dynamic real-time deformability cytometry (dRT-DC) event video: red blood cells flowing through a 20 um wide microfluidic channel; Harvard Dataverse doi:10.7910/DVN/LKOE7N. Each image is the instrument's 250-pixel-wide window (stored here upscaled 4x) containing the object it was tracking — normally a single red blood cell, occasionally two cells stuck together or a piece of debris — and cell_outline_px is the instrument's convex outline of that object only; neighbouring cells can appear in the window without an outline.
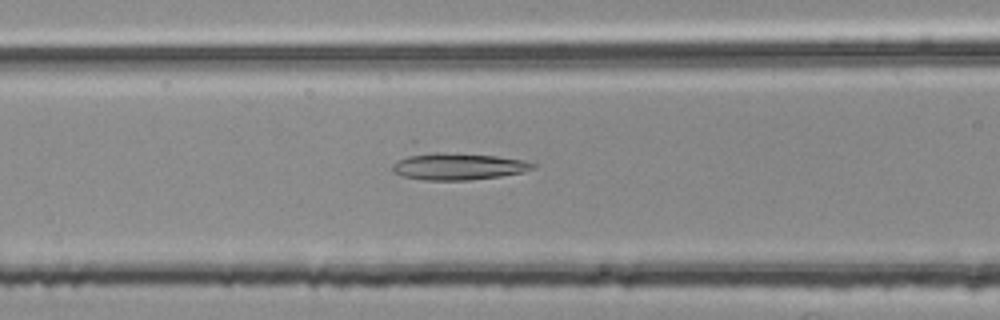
{"species": "common noctule bat (a hibernating species)", "species_latin": "Nyctalus noctula", "temperature_condition": "room temperature", "stored_images_in_passage": 46, "camera_frame_rate_fps": 3000, "um_per_image_px": 0.085, "animal": {"sex": "female", "body_mass_g": 25.1}, "frame": {"image": 1, "passage_image": 19, "time_ms": 6.0, "image_size_px": [1000, 320], "cell_outline_px": [[536, 168], [524, 172], [500, 176], [468, 180], [424, 180], [404, 176], [392, 172], [392, 164], [412, 140], [416, 140], [524, 160], [536, 164]], "centroid_in_image_um": [38.59, 13.88], "position_along_channel_um": 128.0, "area_um2": 26.99}}
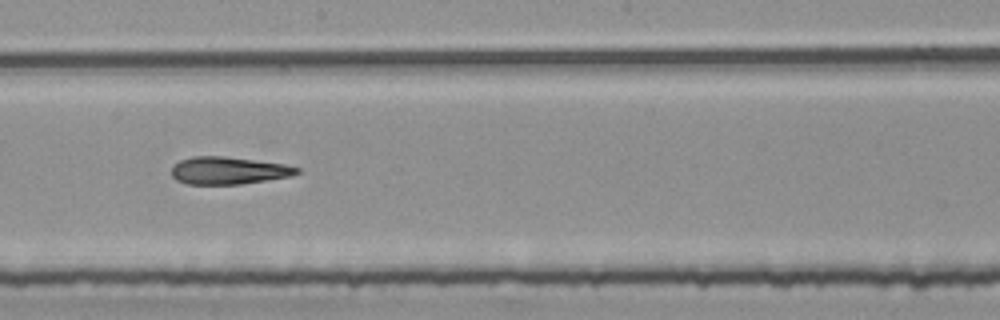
{"frame": {"image": 2, "passage_image": 27, "time_ms": 8.667, "image_size_px": [1000, 320], "cell_outline_px": [[300, 172], [288, 176], [268, 180], [240, 184], [188, 184], [176, 180], [172, 176], [172, 168], [180, 160], [192, 156], [224, 156], [284, 164], [300, 168]], "centroid_in_image_um": [19.4, 14.49], "position_along_channel_um": 228.8, "area_um2": 19.88}}
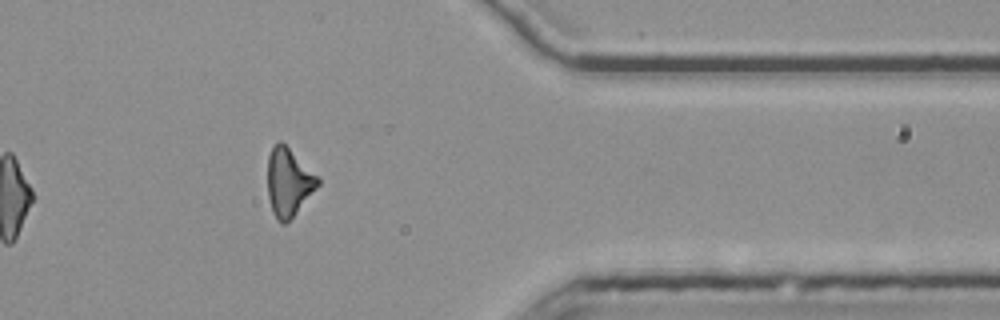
{"frame": {"image": 3, "passage_image": 41, "time_ms": 13.333, "image_size_px": [1000, 320], "cell_outline_px": [[320, 184], [292, 216], [284, 224], [280, 224], [276, 220], [272, 212], [268, 196], [268, 156], [272, 148], [280, 140], [320, 180]], "centroid_in_image_um": [24.49, 15.52], "position_along_channel_um": 386.9, "area_um2": 19.25}}